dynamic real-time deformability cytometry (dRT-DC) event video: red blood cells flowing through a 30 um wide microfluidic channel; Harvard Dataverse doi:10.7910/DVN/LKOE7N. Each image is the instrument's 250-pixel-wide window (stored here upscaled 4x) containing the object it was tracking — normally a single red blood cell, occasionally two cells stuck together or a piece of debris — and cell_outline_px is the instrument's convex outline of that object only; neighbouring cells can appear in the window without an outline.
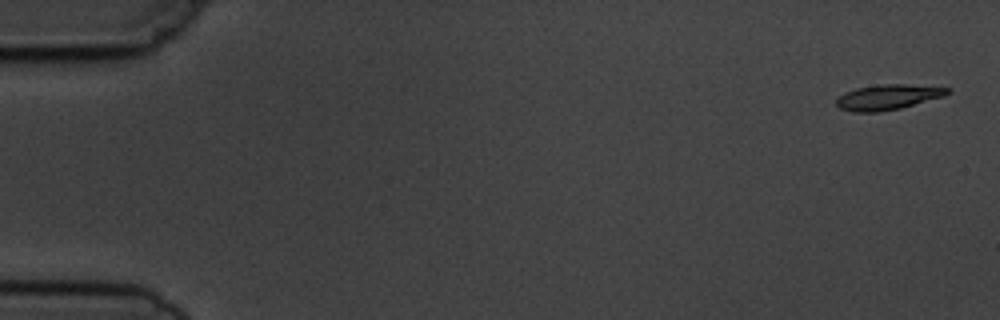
{"species": "common noctule bat (a hibernating species)", "species_latin": "Nyctalus noctula", "temperature_condition": "cold", "stored_images_in_passage": 5, "camera_frame_rate_fps": 3000, "um_per_image_px": 0.085, "animal": {"sex": "male", "body_mass_g": 19.5, "forearm_length_mm": 54.6}, "frame": {"image": 1, "passage_image": 1, "time_ms": 0.0, "image_size_px": [1000, 320], "cell_outline_px": [[952, 92], [944, 96], [900, 108], [880, 112], [852, 112], [840, 108], [836, 104], [836, 100], [844, 92], [856, 88], [884, 84], [904, 84], [952, 88]], "centroid_in_image_um": [75.48, 8.25], "position_along_channel_um": 9.5, "area_um2": 16.3}}
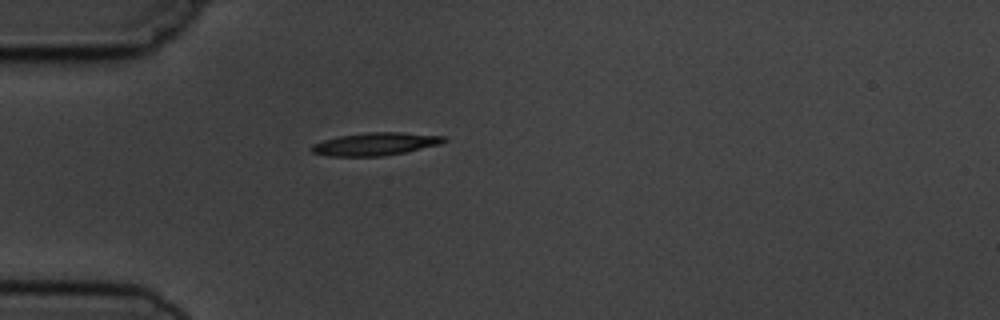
{"frame": {"image": 2, "passage_image": 5, "time_ms": 4.667, "image_size_px": [1000, 320], "cell_outline_px": [[448, 140], [440, 144], [404, 152], [380, 156], [328, 156], [312, 152], [308, 148], [312, 144], [324, 140], [340, 136], [368, 132], [400, 132], [448, 136]], "centroid_in_image_um": [31.91, 12.23], "position_along_channel_um": 53.1, "area_um2": 17.57}}